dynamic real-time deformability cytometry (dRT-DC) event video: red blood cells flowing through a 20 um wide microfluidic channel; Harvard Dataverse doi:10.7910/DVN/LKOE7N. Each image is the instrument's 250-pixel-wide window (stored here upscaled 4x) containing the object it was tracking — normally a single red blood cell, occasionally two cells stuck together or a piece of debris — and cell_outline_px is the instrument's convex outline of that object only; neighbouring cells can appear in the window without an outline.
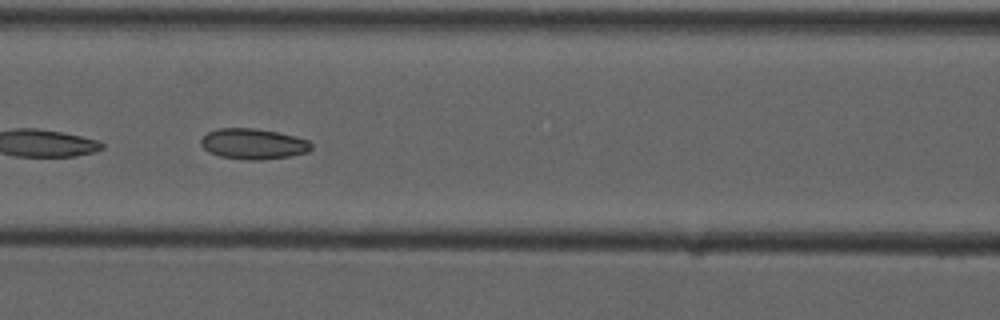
{"species": "common noctule bat (a hibernating species)", "species_latin": "Nyctalus noctula", "temperature_condition": "cold", "stored_images_in_passage": 9, "camera_frame_rate_fps": 3000, "um_per_image_px": 0.085, "animal": {"sex": "male", "forearm_length_mm": 52.5}, "frame": {"image": 1, "passage_image": 6, "time_ms": 5.667, "image_size_px": [1000, 320], "cell_outline_px": [[312, 148], [308, 152], [288, 156], [260, 160], [248, 160], [220, 156], [208, 152], [200, 144], [200, 140], [208, 132], [220, 128], [256, 128], [296, 136], [308, 140], [312, 144]], "centroid_in_image_um": [21.53, 12.23], "position_along_channel_um": 145.1, "area_um2": 19.65}}
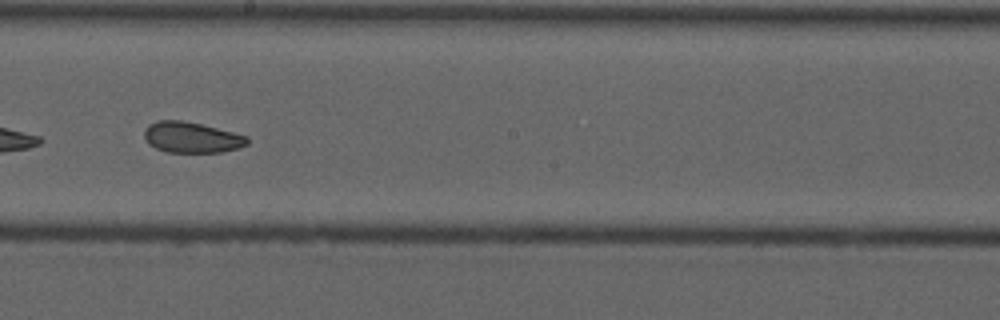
{"frame": {"image": 2, "passage_image": 8, "time_ms": 8.0, "image_size_px": [1000, 320], "cell_outline_px": [[248, 144], [240, 148], [220, 152], [168, 152], [156, 148], [148, 144], [144, 136], [144, 132], [148, 124], [156, 120], [180, 120], [200, 124], [248, 136]], "centroid_in_image_um": [16.27, 11.68], "position_along_channel_um": 231.9, "area_um2": 18.44}}
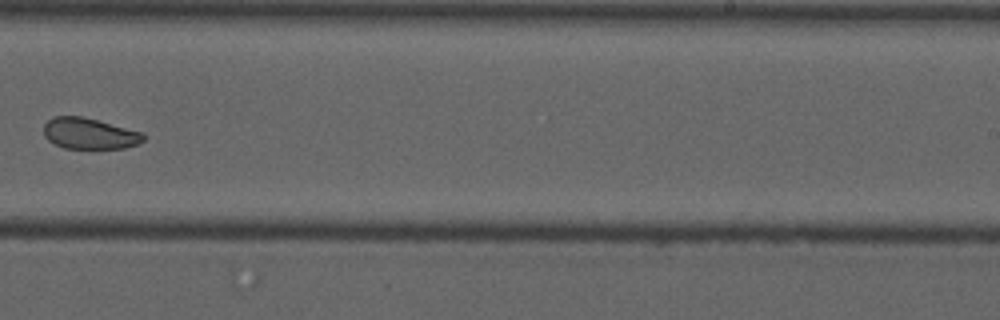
{"frame": {"image": 3, "passage_image": 9, "time_ms": 9.333, "image_size_px": [1000, 320], "cell_outline_px": [[144, 140], [136, 144], [124, 148], [64, 148], [48, 140], [44, 136], [44, 124], [52, 116], [84, 116], [144, 132]], "centroid_in_image_um": [7.6, 11.33], "position_along_channel_um": 281.4, "area_um2": 18.15}}